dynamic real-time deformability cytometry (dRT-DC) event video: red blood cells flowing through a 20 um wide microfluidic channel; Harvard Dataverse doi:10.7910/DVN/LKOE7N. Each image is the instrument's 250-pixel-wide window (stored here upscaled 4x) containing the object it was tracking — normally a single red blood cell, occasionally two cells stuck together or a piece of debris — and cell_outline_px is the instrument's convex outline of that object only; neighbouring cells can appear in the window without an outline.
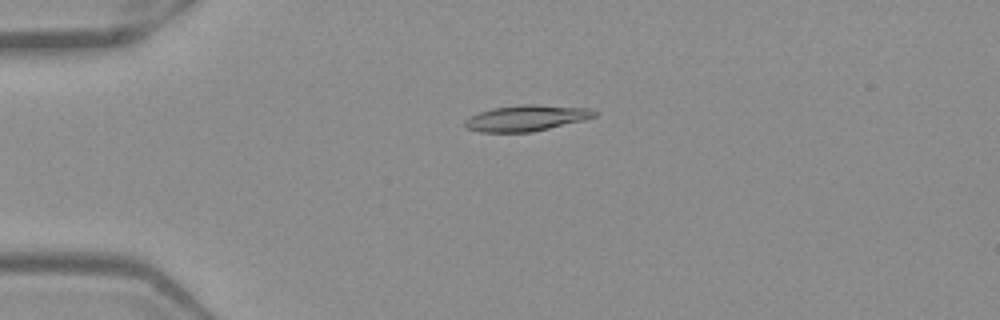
{"species": "Egyptian fruit bat (a non-hibernating species)", "species_latin": "Rousettus aegyptiacus", "temperature_condition": "warm", "stored_images_in_passage": 52, "camera_frame_rate_fps": 3000, "um_per_image_px": 0.085, "frame": {"image": 1, "passage_image": 13, "time_ms": 4.0, "image_size_px": [1000, 320], "cell_outline_px": [[596, 116], [584, 120], [532, 132], [480, 132], [464, 128], [464, 120], [468, 116], [492, 108], [520, 104], [532, 104], [592, 108], [596, 112]], "centroid_in_image_um": [44.71, 10.03], "position_along_channel_um": 40.3, "area_um2": 19.77}}
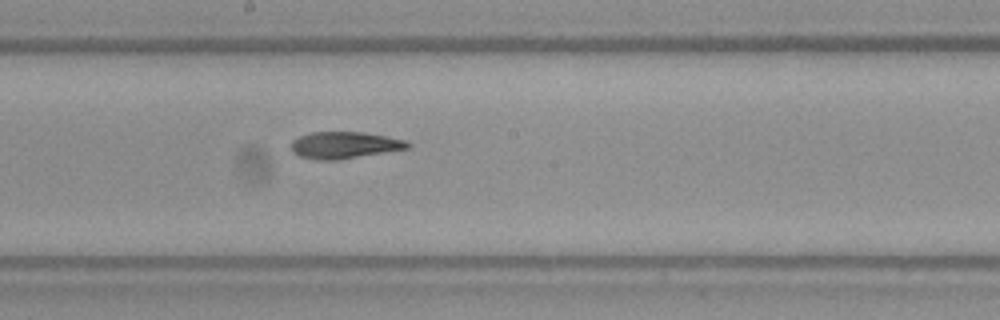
{"frame": {"image": 2, "passage_image": 29, "time_ms": 9.333, "image_size_px": [1000, 320], "cell_outline_px": [[412, 144], [408, 148], [336, 160], [316, 160], [300, 156], [292, 152], [292, 140], [300, 136], [312, 132], [364, 132], [388, 136], [408, 140]], "centroid_in_image_um": [29.3, 12.32], "position_along_channel_um": 218.9, "area_um2": 18.15}}
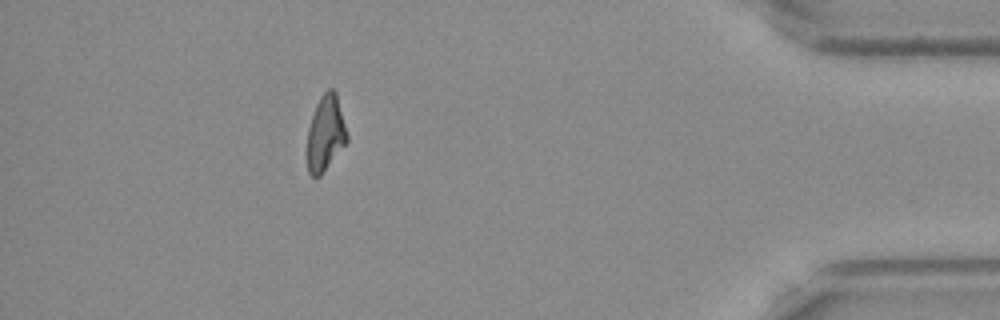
{"frame": {"image": 3, "passage_image": 47, "time_ms": 15.333, "image_size_px": [1000, 320], "cell_outline_px": [[348, 140], [320, 176], [312, 176], [308, 172], [308, 128], [316, 104], [320, 96], [328, 88], [332, 88], [336, 92], [348, 136]], "centroid_in_image_um": [27.67, 11.3], "position_along_channel_um": 407.5, "area_um2": 17.22}, "authors_computed_cell_mechanics": {"area_um2": 18.4382, "velocity_mm_per_s": 3.9518, "shape_relaxation_time_tau1_ms": null, "shape_relaxation_time_tau2_ms": 3.1833, "deformation_change_tau1": null, "deformation_change_tau2": 0.1031}}